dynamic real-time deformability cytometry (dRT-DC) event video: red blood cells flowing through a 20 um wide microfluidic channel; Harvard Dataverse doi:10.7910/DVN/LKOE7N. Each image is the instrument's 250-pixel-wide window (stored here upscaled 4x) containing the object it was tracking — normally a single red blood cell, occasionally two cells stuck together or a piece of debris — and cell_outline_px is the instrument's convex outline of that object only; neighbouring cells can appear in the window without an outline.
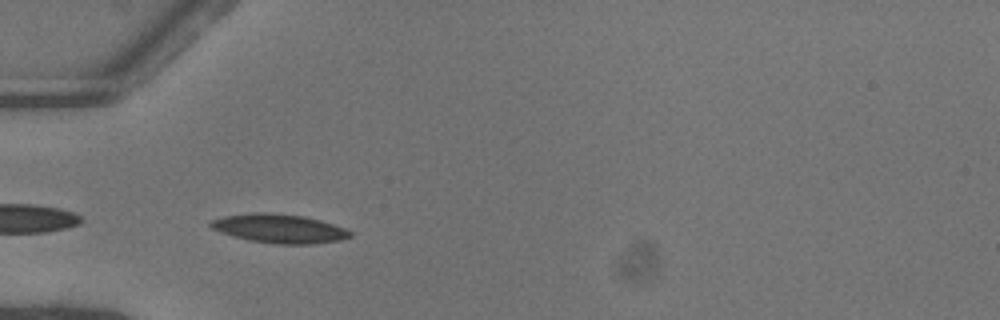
{"species": "common noctule bat (a hibernating species)", "species_latin": "Nyctalus noctula", "temperature_condition": "warm", "stored_images_in_passage": 35, "camera_frame_rate_fps": 3000, "um_per_image_px": 0.085, "animal": {"sex": "female"}, "frame": {"image": 1, "passage_image": 1, "time_ms": 0.0, "image_size_px": [1000, 320], "cell_outline_px": [[352, 236], [340, 240], [312, 244], [276, 244], [248, 240], [232, 236], [212, 228], [208, 224], [212, 220], [224, 216], [252, 212], [268, 212], [300, 216], [320, 220], [344, 228], [352, 232]], "centroid_in_image_um": [23.73, 19.43], "position_along_channel_um": 61.3, "area_um2": 23.35}}
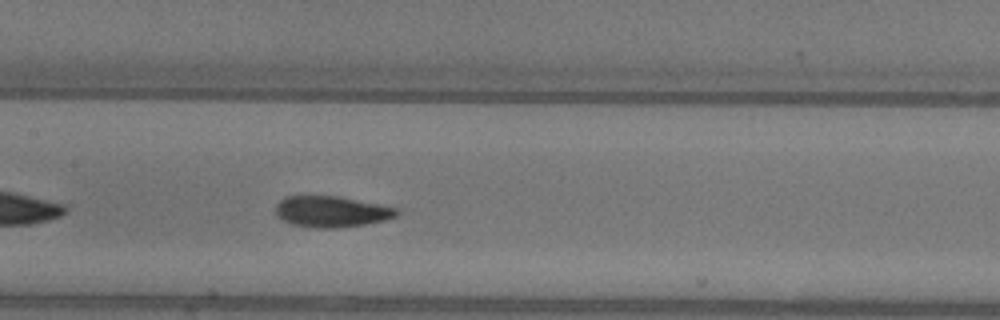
{"frame": {"image": 2, "passage_image": 10, "time_ms": 3.0, "image_size_px": [1000, 320], "cell_outline_px": [[400, 212], [396, 216], [384, 220], [364, 224], [336, 228], [308, 228], [292, 224], [276, 216], [276, 204], [280, 200], [288, 196], [340, 196], [396, 208]], "centroid_in_image_um": [28.14, 17.99], "position_along_channel_um": 179.3, "area_um2": 21.85}}
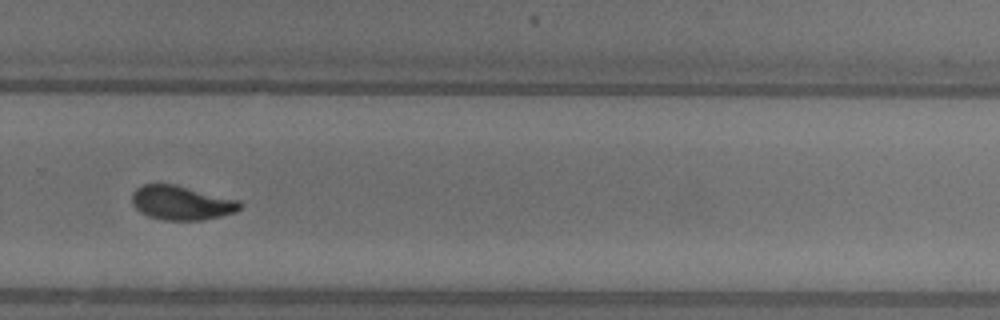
{"frame": {"image": 3, "passage_image": 20, "time_ms": 6.333, "image_size_px": [1000, 320], "cell_outline_px": [[244, 204], [236, 212], [220, 216], [200, 220], [164, 220], [148, 216], [140, 212], [132, 204], [132, 192], [136, 188], [144, 184], [176, 184], [240, 200]], "centroid_in_image_um": [15.44, 17.23], "position_along_channel_um": 314.4, "area_um2": 21.68}, "authors_computed_cell_mechanics": {"area_um2": 21.675, "velocity_mm_per_s": 4.0806, "shape_relaxation_time_tau1_ms": 4.489, "shape_relaxation_time_tau2_ms": 1.1968, "deformation_change_tau1": 0.1715, "deformation_change_tau2": 0.0552}}